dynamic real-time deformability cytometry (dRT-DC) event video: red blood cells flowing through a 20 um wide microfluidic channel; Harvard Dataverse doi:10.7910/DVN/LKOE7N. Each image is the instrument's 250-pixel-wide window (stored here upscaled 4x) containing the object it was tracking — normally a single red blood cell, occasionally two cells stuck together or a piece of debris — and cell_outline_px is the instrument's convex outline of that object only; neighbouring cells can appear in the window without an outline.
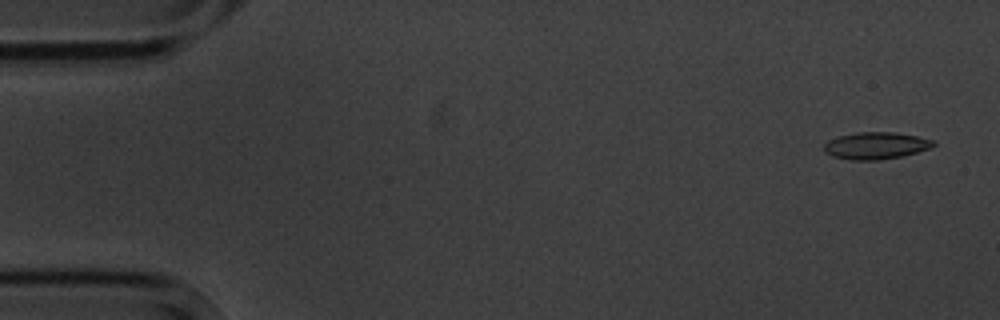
{"species": "common noctule bat (a hibernating species)", "species_latin": "Nyctalus noctula", "temperature_condition": "cold", "stored_images_in_passage": 4, "camera_frame_rate_fps": 3000, "um_per_image_px": 0.085, "animal": {"sex": "male", "body_mass_g": 20.1, "forearm_length_mm": 53.5}, "frame": {"image": 1, "passage_image": 1, "time_ms": 0.0, "image_size_px": [1000, 320], "cell_outline_px": [[936, 144], [932, 148], [900, 156], [880, 160], [852, 160], [832, 156], [824, 152], [824, 144], [828, 140], [836, 136], [856, 132], [896, 132], [936, 140]], "centroid_in_image_um": [74.44, 12.37], "position_along_channel_um": 10.6, "area_um2": 17.4}}